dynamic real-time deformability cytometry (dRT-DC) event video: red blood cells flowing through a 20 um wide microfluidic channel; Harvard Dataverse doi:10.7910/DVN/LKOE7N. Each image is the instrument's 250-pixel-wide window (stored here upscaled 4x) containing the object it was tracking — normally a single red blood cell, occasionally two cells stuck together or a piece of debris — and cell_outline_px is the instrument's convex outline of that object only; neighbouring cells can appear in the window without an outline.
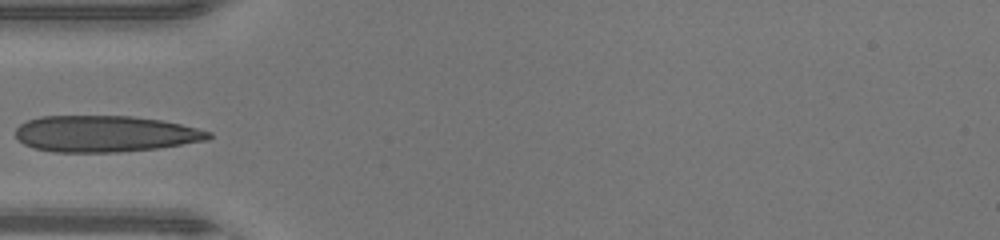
{"species": "human", "species_latin": "Homo sapiens", "temperature_condition": "warm", "stored_images_in_passage": 27, "camera_frame_rate_fps": 3000, "um_per_image_px": 0.085, "donor": {"sex": "male"}, "frame": {"image": 1, "passage_image": 1, "time_ms": 0.0, "image_size_px": [1000, 240], "cell_outline_px": [[212, 136], [208, 140], [156, 148], [120, 152], [52, 152], [32, 148], [24, 144], [16, 136], [16, 128], [20, 124], [28, 120], [40, 116], [132, 116], [160, 120], [180, 124], [212, 132]], "centroid_in_image_um": [8.9, 11.37], "position_along_channel_um": 76.1, "area_um2": 40.86}}
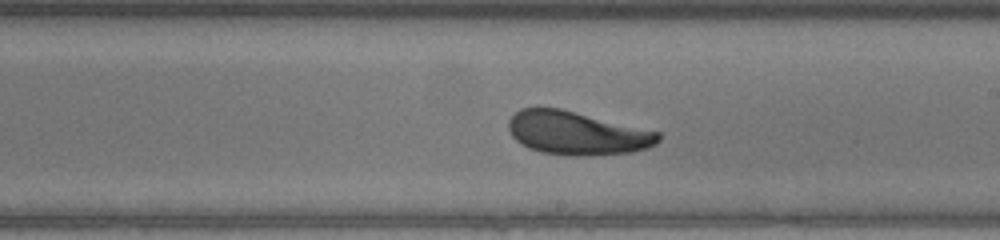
{"frame": {"image": 2, "passage_image": 12, "time_ms": 3.667, "image_size_px": [1000, 240], "cell_outline_px": [[660, 140], [656, 144], [648, 148], [632, 152], [580, 156], [568, 156], [540, 152], [528, 148], [520, 144], [512, 136], [508, 128], [508, 120], [520, 108], [560, 108], [660, 132]], "centroid_in_image_um": [49.03, 11.32], "position_along_channel_um": 240.0, "area_um2": 37.97}}
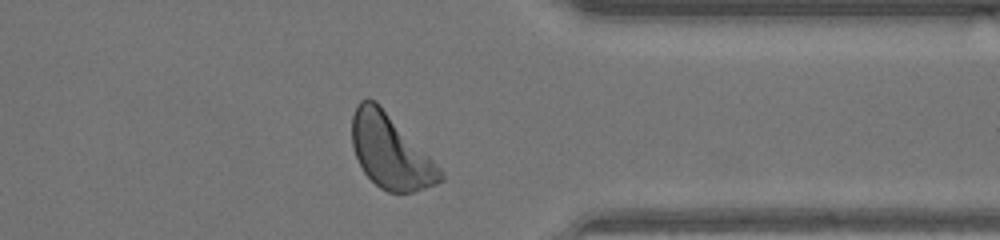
{"frame": {"image": 3, "passage_image": 22, "time_ms": 7.0, "image_size_px": [1000, 240], "cell_outline_px": [[444, 180], [436, 184], [412, 192], [388, 192], [380, 188], [364, 172], [356, 156], [352, 144], [352, 116], [356, 104], [360, 100], [376, 100], [444, 172]], "centroid_in_image_um": [33.18, 12.88], "position_along_channel_um": 378.2, "area_um2": 37.51}}